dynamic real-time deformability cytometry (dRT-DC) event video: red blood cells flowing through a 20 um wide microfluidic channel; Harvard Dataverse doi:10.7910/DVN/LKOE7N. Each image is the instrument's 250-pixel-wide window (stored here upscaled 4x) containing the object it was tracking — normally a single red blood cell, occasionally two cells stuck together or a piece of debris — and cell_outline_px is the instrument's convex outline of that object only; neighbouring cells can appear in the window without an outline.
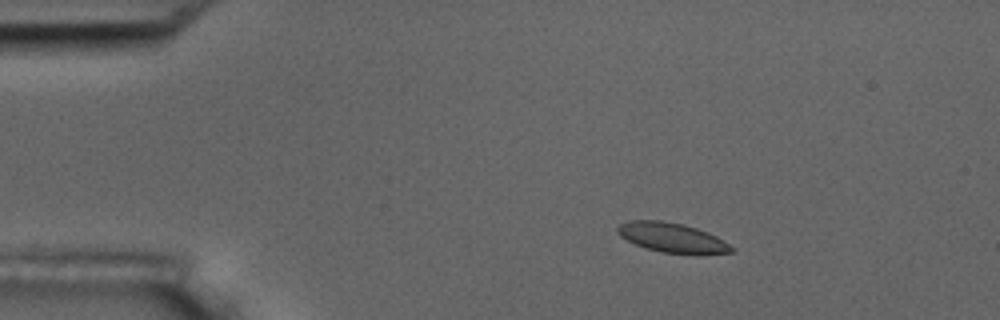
{"species": "common noctule bat (a hibernating species)", "species_latin": "Nyctalus noctula", "temperature_condition": "room temperature", "stored_images_in_passage": 56, "camera_frame_rate_fps": 3000, "um_per_image_px": 0.085, "animal": {"sex": "male", "body_mass_g": 17.5, "forearm_length_mm": 52.3}, "frame": {"image": 1, "passage_image": 9, "time_ms": 2.667, "image_size_px": [1000, 320], "cell_outline_px": [[736, 252], [696, 256], [660, 252], [644, 248], [620, 236], [616, 232], [616, 228], [620, 224], [628, 220], [660, 220], [684, 224], [708, 232], [716, 236], [736, 248]], "centroid_in_image_um": [57.19, 20.23], "position_along_channel_um": 27.8, "area_um2": 20.35}}
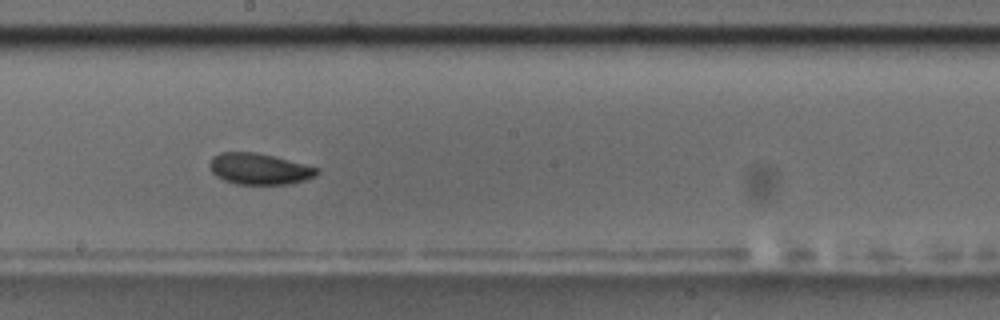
{"frame": {"image": 2, "passage_image": 31, "time_ms": 10.0, "image_size_px": [1000, 320], "cell_outline_px": [[320, 172], [316, 176], [304, 180], [288, 184], [236, 184], [224, 180], [216, 176], [212, 172], [208, 164], [212, 156], [220, 152], [256, 152], [320, 168]], "centroid_in_image_um": [22.02, 14.35], "position_along_channel_um": 226.2, "area_um2": 19.54}}
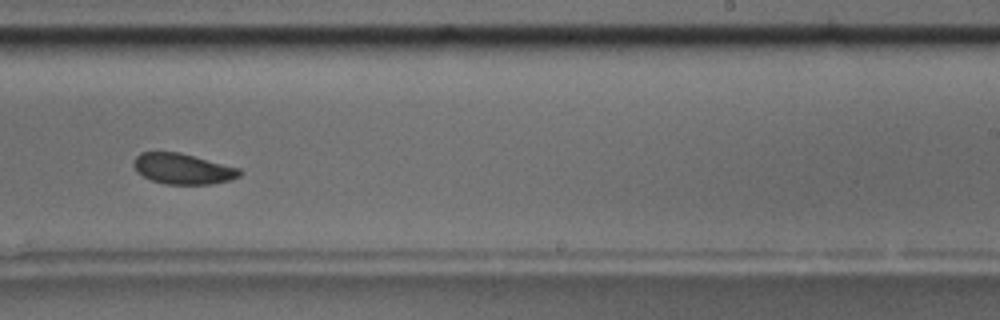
{"frame": {"image": 3, "passage_image": 35, "time_ms": 11.333, "image_size_px": [1000, 320], "cell_outline_px": [[244, 172], [240, 176], [232, 180], [208, 184], [164, 184], [152, 180], [136, 172], [132, 164], [132, 160], [140, 152], [180, 152], [240, 168]], "centroid_in_image_um": [15.54, 14.34], "position_along_channel_um": 273.5, "area_um2": 19.13}, "authors_computed_cell_mechanics": {"area_um2": 19.6809, "velocity_mm_per_s": 3.5511, "shape_relaxation_time_tau1_ms": 3.2704, "shape_relaxation_time_tau2_ms": 2.4565, "deformation_change_tau1": 0.0682, "deformation_change_tau2": 0.0659}}